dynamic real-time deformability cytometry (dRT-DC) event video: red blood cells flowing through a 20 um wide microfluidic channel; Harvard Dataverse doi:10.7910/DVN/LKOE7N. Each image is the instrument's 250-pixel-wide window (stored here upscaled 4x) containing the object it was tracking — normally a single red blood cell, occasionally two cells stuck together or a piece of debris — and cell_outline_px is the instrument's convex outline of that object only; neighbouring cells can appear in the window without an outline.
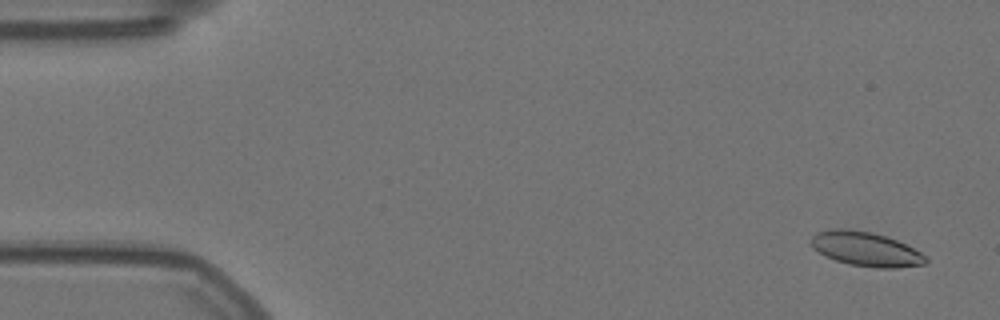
{"species": "Egyptian fruit bat (a non-hibernating species)", "species_latin": "Rousettus aegyptiacus", "temperature_condition": "warm", "stored_images_in_passage": 57, "camera_frame_rate_fps": 3000, "um_per_image_px": 0.085, "animal": {"sex": "female"}, "frame": {"image": 1, "passage_image": 3, "time_ms": 0.667, "image_size_px": [1000, 320], "cell_outline_px": [[928, 260], [924, 264], [896, 268], [876, 268], [848, 264], [836, 260], [812, 248], [812, 236], [816, 232], [832, 228], [848, 228], [872, 232], [896, 240], [928, 256]], "centroid_in_image_um": [73.6, 21.16], "position_along_channel_um": 11.4, "area_um2": 22.83}}
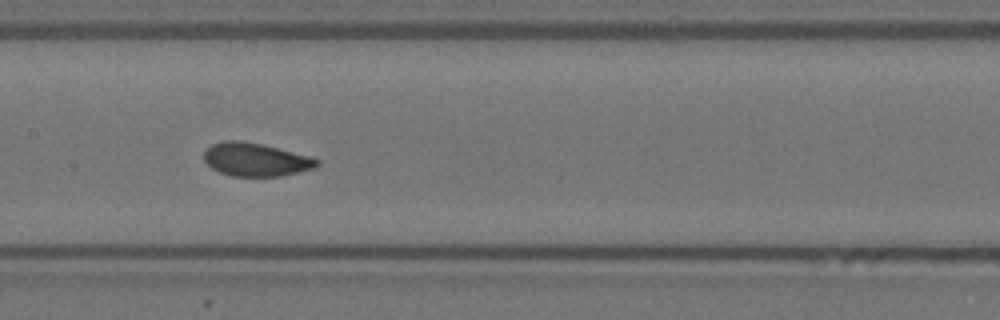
{"frame": {"image": 2, "passage_image": 28, "time_ms": 9.0, "image_size_px": [1000, 320], "cell_outline_px": [[320, 164], [316, 168], [280, 176], [232, 176], [220, 172], [212, 168], [204, 160], [204, 152], [212, 144], [224, 140], [240, 140], [264, 144], [308, 156], [320, 160]], "centroid_in_image_um": [21.74, 13.56], "position_along_channel_um": 185.7, "area_um2": 21.91}}
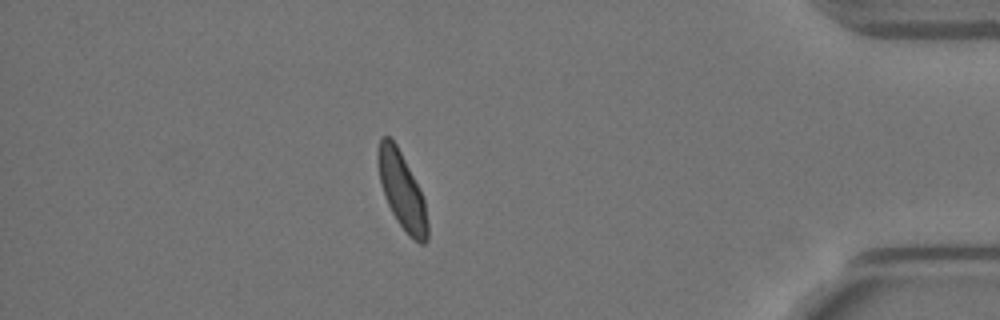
{"frame": {"image": 3, "passage_image": 50, "time_ms": 16.333, "image_size_px": [1000, 320], "cell_outline_px": [[428, 240], [424, 244], [420, 244], [408, 236], [396, 220], [384, 196], [380, 184], [376, 160], [376, 156], [380, 136], [388, 136], [396, 144], [424, 200], [428, 224]], "centroid_in_image_um": [34.13, 16.24], "position_along_channel_um": 401.1, "area_um2": 22.02}, "authors_computed_cell_mechanics": {"area_um2": 22.0218, "velocity_mm_per_s": 3.5391, "shape_relaxation_time_tau1_ms": 4.0477, "shape_relaxation_time_tau2_ms": 1.2762, "deformation_change_tau1": 0.0852, "deformation_change_tau2": 0.061}}